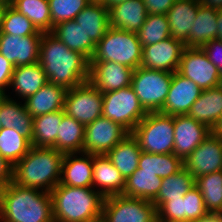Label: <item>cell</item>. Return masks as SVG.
<instances>
[{
  "label": "cell",
  "mask_w": 222,
  "mask_h": 222,
  "mask_svg": "<svg viewBox=\"0 0 222 222\" xmlns=\"http://www.w3.org/2000/svg\"><path fill=\"white\" fill-rule=\"evenodd\" d=\"M0 33L20 37L27 35H43L25 15L21 14L11 5H7L4 10Z\"/></svg>",
  "instance_id": "obj_40"
},
{
  "label": "cell",
  "mask_w": 222,
  "mask_h": 222,
  "mask_svg": "<svg viewBox=\"0 0 222 222\" xmlns=\"http://www.w3.org/2000/svg\"><path fill=\"white\" fill-rule=\"evenodd\" d=\"M162 178L153 172L140 171L137 168L125 180V189L122 195L152 201L159 192Z\"/></svg>",
  "instance_id": "obj_32"
},
{
  "label": "cell",
  "mask_w": 222,
  "mask_h": 222,
  "mask_svg": "<svg viewBox=\"0 0 222 222\" xmlns=\"http://www.w3.org/2000/svg\"><path fill=\"white\" fill-rule=\"evenodd\" d=\"M13 70L14 65L0 53V95H6L5 88L10 86Z\"/></svg>",
  "instance_id": "obj_45"
},
{
  "label": "cell",
  "mask_w": 222,
  "mask_h": 222,
  "mask_svg": "<svg viewBox=\"0 0 222 222\" xmlns=\"http://www.w3.org/2000/svg\"><path fill=\"white\" fill-rule=\"evenodd\" d=\"M85 136V126L72 117H62L55 145L57 151L63 154L82 153Z\"/></svg>",
  "instance_id": "obj_31"
},
{
  "label": "cell",
  "mask_w": 222,
  "mask_h": 222,
  "mask_svg": "<svg viewBox=\"0 0 222 222\" xmlns=\"http://www.w3.org/2000/svg\"><path fill=\"white\" fill-rule=\"evenodd\" d=\"M219 86L222 88V74L220 75Z\"/></svg>",
  "instance_id": "obj_57"
},
{
  "label": "cell",
  "mask_w": 222,
  "mask_h": 222,
  "mask_svg": "<svg viewBox=\"0 0 222 222\" xmlns=\"http://www.w3.org/2000/svg\"><path fill=\"white\" fill-rule=\"evenodd\" d=\"M183 167L184 161L173 153L151 154L142 151L138 164L140 171L153 172L162 179L180 171Z\"/></svg>",
  "instance_id": "obj_34"
},
{
  "label": "cell",
  "mask_w": 222,
  "mask_h": 222,
  "mask_svg": "<svg viewBox=\"0 0 222 222\" xmlns=\"http://www.w3.org/2000/svg\"><path fill=\"white\" fill-rule=\"evenodd\" d=\"M193 222H222V213L208 212L205 216L200 217Z\"/></svg>",
  "instance_id": "obj_48"
},
{
  "label": "cell",
  "mask_w": 222,
  "mask_h": 222,
  "mask_svg": "<svg viewBox=\"0 0 222 222\" xmlns=\"http://www.w3.org/2000/svg\"><path fill=\"white\" fill-rule=\"evenodd\" d=\"M0 3L5 4V5H11L12 0H0Z\"/></svg>",
  "instance_id": "obj_54"
},
{
  "label": "cell",
  "mask_w": 222,
  "mask_h": 222,
  "mask_svg": "<svg viewBox=\"0 0 222 222\" xmlns=\"http://www.w3.org/2000/svg\"><path fill=\"white\" fill-rule=\"evenodd\" d=\"M39 190L13 181L0 188L1 222H54L51 194Z\"/></svg>",
  "instance_id": "obj_2"
},
{
  "label": "cell",
  "mask_w": 222,
  "mask_h": 222,
  "mask_svg": "<svg viewBox=\"0 0 222 222\" xmlns=\"http://www.w3.org/2000/svg\"><path fill=\"white\" fill-rule=\"evenodd\" d=\"M199 3L210 8L222 10V0H199Z\"/></svg>",
  "instance_id": "obj_49"
},
{
  "label": "cell",
  "mask_w": 222,
  "mask_h": 222,
  "mask_svg": "<svg viewBox=\"0 0 222 222\" xmlns=\"http://www.w3.org/2000/svg\"><path fill=\"white\" fill-rule=\"evenodd\" d=\"M51 14V32L61 22L74 20L90 0H48Z\"/></svg>",
  "instance_id": "obj_41"
},
{
  "label": "cell",
  "mask_w": 222,
  "mask_h": 222,
  "mask_svg": "<svg viewBox=\"0 0 222 222\" xmlns=\"http://www.w3.org/2000/svg\"><path fill=\"white\" fill-rule=\"evenodd\" d=\"M177 72L192 80L201 90L219 86L220 73L201 48H185Z\"/></svg>",
  "instance_id": "obj_12"
},
{
  "label": "cell",
  "mask_w": 222,
  "mask_h": 222,
  "mask_svg": "<svg viewBox=\"0 0 222 222\" xmlns=\"http://www.w3.org/2000/svg\"><path fill=\"white\" fill-rule=\"evenodd\" d=\"M195 185V179L183 167L180 171L162 179L158 195L152 201H168L184 195Z\"/></svg>",
  "instance_id": "obj_38"
},
{
  "label": "cell",
  "mask_w": 222,
  "mask_h": 222,
  "mask_svg": "<svg viewBox=\"0 0 222 222\" xmlns=\"http://www.w3.org/2000/svg\"><path fill=\"white\" fill-rule=\"evenodd\" d=\"M106 0H90V2H100V3H105Z\"/></svg>",
  "instance_id": "obj_56"
},
{
  "label": "cell",
  "mask_w": 222,
  "mask_h": 222,
  "mask_svg": "<svg viewBox=\"0 0 222 222\" xmlns=\"http://www.w3.org/2000/svg\"><path fill=\"white\" fill-rule=\"evenodd\" d=\"M172 222H193L191 220H182V221H172Z\"/></svg>",
  "instance_id": "obj_58"
},
{
  "label": "cell",
  "mask_w": 222,
  "mask_h": 222,
  "mask_svg": "<svg viewBox=\"0 0 222 222\" xmlns=\"http://www.w3.org/2000/svg\"><path fill=\"white\" fill-rule=\"evenodd\" d=\"M141 152L137 139L129 133L106 155L126 180L138 168Z\"/></svg>",
  "instance_id": "obj_28"
},
{
  "label": "cell",
  "mask_w": 222,
  "mask_h": 222,
  "mask_svg": "<svg viewBox=\"0 0 222 222\" xmlns=\"http://www.w3.org/2000/svg\"><path fill=\"white\" fill-rule=\"evenodd\" d=\"M13 179V165L0 156V188L5 187Z\"/></svg>",
  "instance_id": "obj_47"
},
{
  "label": "cell",
  "mask_w": 222,
  "mask_h": 222,
  "mask_svg": "<svg viewBox=\"0 0 222 222\" xmlns=\"http://www.w3.org/2000/svg\"><path fill=\"white\" fill-rule=\"evenodd\" d=\"M201 92L196 83L175 71L160 113L171 116L188 114Z\"/></svg>",
  "instance_id": "obj_18"
},
{
  "label": "cell",
  "mask_w": 222,
  "mask_h": 222,
  "mask_svg": "<svg viewBox=\"0 0 222 222\" xmlns=\"http://www.w3.org/2000/svg\"><path fill=\"white\" fill-rule=\"evenodd\" d=\"M148 14H167L176 0H143Z\"/></svg>",
  "instance_id": "obj_46"
},
{
  "label": "cell",
  "mask_w": 222,
  "mask_h": 222,
  "mask_svg": "<svg viewBox=\"0 0 222 222\" xmlns=\"http://www.w3.org/2000/svg\"><path fill=\"white\" fill-rule=\"evenodd\" d=\"M199 0H176L167 11L171 37L185 43L198 12Z\"/></svg>",
  "instance_id": "obj_24"
},
{
  "label": "cell",
  "mask_w": 222,
  "mask_h": 222,
  "mask_svg": "<svg viewBox=\"0 0 222 222\" xmlns=\"http://www.w3.org/2000/svg\"><path fill=\"white\" fill-rule=\"evenodd\" d=\"M41 37L42 35L20 37L0 33V53L14 67L37 63Z\"/></svg>",
  "instance_id": "obj_17"
},
{
  "label": "cell",
  "mask_w": 222,
  "mask_h": 222,
  "mask_svg": "<svg viewBox=\"0 0 222 222\" xmlns=\"http://www.w3.org/2000/svg\"><path fill=\"white\" fill-rule=\"evenodd\" d=\"M128 134L119 123L101 116L85 125L83 152L106 155Z\"/></svg>",
  "instance_id": "obj_11"
},
{
  "label": "cell",
  "mask_w": 222,
  "mask_h": 222,
  "mask_svg": "<svg viewBox=\"0 0 222 222\" xmlns=\"http://www.w3.org/2000/svg\"><path fill=\"white\" fill-rule=\"evenodd\" d=\"M210 134L211 129L188 114L174 115L173 154L185 161Z\"/></svg>",
  "instance_id": "obj_14"
},
{
  "label": "cell",
  "mask_w": 222,
  "mask_h": 222,
  "mask_svg": "<svg viewBox=\"0 0 222 222\" xmlns=\"http://www.w3.org/2000/svg\"><path fill=\"white\" fill-rule=\"evenodd\" d=\"M183 198L185 206V220L194 221L208 213L204 205L202 194L195 185L191 187Z\"/></svg>",
  "instance_id": "obj_43"
},
{
  "label": "cell",
  "mask_w": 222,
  "mask_h": 222,
  "mask_svg": "<svg viewBox=\"0 0 222 222\" xmlns=\"http://www.w3.org/2000/svg\"><path fill=\"white\" fill-rule=\"evenodd\" d=\"M67 89L65 87L46 83L35 94L25 99L27 111L36 117L39 115L64 109Z\"/></svg>",
  "instance_id": "obj_22"
},
{
  "label": "cell",
  "mask_w": 222,
  "mask_h": 222,
  "mask_svg": "<svg viewBox=\"0 0 222 222\" xmlns=\"http://www.w3.org/2000/svg\"><path fill=\"white\" fill-rule=\"evenodd\" d=\"M75 154H65L59 184L93 188V154L82 152V157Z\"/></svg>",
  "instance_id": "obj_19"
},
{
  "label": "cell",
  "mask_w": 222,
  "mask_h": 222,
  "mask_svg": "<svg viewBox=\"0 0 222 222\" xmlns=\"http://www.w3.org/2000/svg\"><path fill=\"white\" fill-rule=\"evenodd\" d=\"M6 6L7 5L0 3V28H1V23H2L3 13H4Z\"/></svg>",
  "instance_id": "obj_53"
},
{
  "label": "cell",
  "mask_w": 222,
  "mask_h": 222,
  "mask_svg": "<svg viewBox=\"0 0 222 222\" xmlns=\"http://www.w3.org/2000/svg\"><path fill=\"white\" fill-rule=\"evenodd\" d=\"M39 64L49 83L67 90L89 80L90 60L69 49L51 32L43 33L40 40Z\"/></svg>",
  "instance_id": "obj_1"
},
{
  "label": "cell",
  "mask_w": 222,
  "mask_h": 222,
  "mask_svg": "<svg viewBox=\"0 0 222 222\" xmlns=\"http://www.w3.org/2000/svg\"><path fill=\"white\" fill-rule=\"evenodd\" d=\"M156 207L157 222H172L185 220L184 198L168 201H151Z\"/></svg>",
  "instance_id": "obj_42"
},
{
  "label": "cell",
  "mask_w": 222,
  "mask_h": 222,
  "mask_svg": "<svg viewBox=\"0 0 222 222\" xmlns=\"http://www.w3.org/2000/svg\"><path fill=\"white\" fill-rule=\"evenodd\" d=\"M218 10L198 3V12L190 29V36L184 43L186 48H201L208 41L217 39Z\"/></svg>",
  "instance_id": "obj_26"
},
{
  "label": "cell",
  "mask_w": 222,
  "mask_h": 222,
  "mask_svg": "<svg viewBox=\"0 0 222 222\" xmlns=\"http://www.w3.org/2000/svg\"><path fill=\"white\" fill-rule=\"evenodd\" d=\"M51 33L72 51L82 53L89 60L92 58L96 45L75 20L55 25Z\"/></svg>",
  "instance_id": "obj_29"
},
{
  "label": "cell",
  "mask_w": 222,
  "mask_h": 222,
  "mask_svg": "<svg viewBox=\"0 0 222 222\" xmlns=\"http://www.w3.org/2000/svg\"><path fill=\"white\" fill-rule=\"evenodd\" d=\"M31 147V140L15 129H0V156L11 165L21 160Z\"/></svg>",
  "instance_id": "obj_35"
},
{
  "label": "cell",
  "mask_w": 222,
  "mask_h": 222,
  "mask_svg": "<svg viewBox=\"0 0 222 222\" xmlns=\"http://www.w3.org/2000/svg\"><path fill=\"white\" fill-rule=\"evenodd\" d=\"M132 86L103 93L102 116L119 123L129 133L146 116Z\"/></svg>",
  "instance_id": "obj_8"
},
{
  "label": "cell",
  "mask_w": 222,
  "mask_h": 222,
  "mask_svg": "<svg viewBox=\"0 0 222 222\" xmlns=\"http://www.w3.org/2000/svg\"><path fill=\"white\" fill-rule=\"evenodd\" d=\"M102 107L103 93L89 81L67 90L64 112L84 126L102 116Z\"/></svg>",
  "instance_id": "obj_10"
},
{
  "label": "cell",
  "mask_w": 222,
  "mask_h": 222,
  "mask_svg": "<svg viewBox=\"0 0 222 222\" xmlns=\"http://www.w3.org/2000/svg\"><path fill=\"white\" fill-rule=\"evenodd\" d=\"M134 70L112 61L90 62L89 82L102 93L131 85Z\"/></svg>",
  "instance_id": "obj_16"
},
{
  "label": "cell",
  "mask_w": 222,
  "mask_h": 222,
  "mask_svg": "<svg viewBox=\"0 0 222 222\" xmlns=\"http://www.w3.org/2000/svg\"><path fill=\"white\" fill-rule=\"evenodd\" d=\"M173 73L138 67L132 75L131 86L144 110L160 112L166 101Z\"/></svg>",
  "instance_id": "obj_7"
},
{
  "label": "cell",
  "mask_w": 222,
  "mask_h": 222,
  "mask_svg": "<svg viewBox=\"0 0 222 222\" xmlns=\"http://www.w3.org/2000/svg\"><path fill=\"white\" fill-rule=\"evenodd\" d=\"M90 222H106V221L102 217H100V218L90 221Z\"/></svg>",
  "instance_id": "obj_55"
},
{
  "label": "cell",
  "mask_w": 222,
  "mask_h": 222,
  "mask_svg": "<svg viewBox=\"0 0 222 222\" xmlns=\"http://www.w3.org/2000/svg\"><path fill=\"white\" fill-rule=\"evenodd\" d=\"M137 35L142 47L171 37L167 16L165 14H148Z\"/></svg>",
  "instance_id": "obj_39"
},
{
  "label": "cell",
  "mask_w": 222,
  "mask_h": 222,
  "mask_svg": "<svg viewBox=\"0 0 222 222\" xmlns=\"http://www.w3.org/2000/svg\"><path fill=\"white\" fill-rule=\"evenodd\" d=\"M1 128H12L30 140L33 138V117L25 104L12 100L8 95H0Z\"/></svg>",
  "instance_id": "obj_23"
},
{
  "label": "cell",
  "mask_w": 222,
  "mask_h": 222,
  "mask_svg": "<svg viewBox=\"0 0 222 222\" xmlns=\"http://www.w3.org/2000/svg\"><path fill=\"white\" fill-rule=\"evenodd\" d=\"M11 6L25 15L42 33L51 32V14L48 0H12Z\"/></svg>",
  "instance_id": "obj_37"
},
{
  "label": "cell",
  "mask_w": 222,
  "mask_h": 222,
  "mask_svg": "<svg viewBox=\"0 0 222 222\" xmlns=\"http://www.w3.org/2000/svg\"><path fill=\"white\" fill-rule=\"evenodd\" d=\"M102 218L106 222H157V213L151 201L121 194L104 198Z\"/></svg>",
  "instance_id": "obj_9"
},
{
  "label": "cell",
  "mask_w": 222,
  "mask_h": 222,
  "mask_svg": "<svg viewBox=\"0 0 222 222\" xmlns=\"http://www.w3.org/2000/svg\"><path fill=\"white\" fill-rule=\"evenodd\" d=\"M217 39L222 40V10L217 13Z\"/></svg>",
  "instance_id": "obj_51"
},
{
  "label": "cell",
  "mask_w": 222,
  "mask_h": 222,
  "mask_svg": "<svg viewBox=\"0 0 222 222\" xmlns=\"http://www.w3.org/2000/svg\"><path fill=\"white\" fill-rule=\"evenodd\" d=\"M47 81L44 69L39 62L14 67L10 87L13 86L16 94L27 99L35 94Z\"/></svg>",
  "instance_id": "obj_30"
},
{
  "label": "cell",
  "mask_w": 222,
  "mask_h": 222,
  "mask_svg": "<svg viewBox=\"0 0 222 222\" xmlns=\"http://www.w3.org/2000/svg\"><path fill=\"white\" fill-rule=\"evenodd\" d=\"M104 197L123 194L125 179L117 168L112 164L107 155L93 154V187Z\"/></svg>",
  "instance_id": "obj_20"
},
{
  "label": "cell",
  "mask_w": 222,
  "mask_h": 222,
  "mask_svg": "<svg viewBox=\"0 0 222 222\" xmlns=\"http://www.w3.org/2000/svg\"><path fill=\"white\" fill-rule=\"evenodd\" d=\"M74 20L96 45L109 28V9L104 3L90 2Z\"/></svg>",
  "instance_id": "obj_27"
},
{
  "label": "cell",
  "mask_w": 222,
  "mask_h": 222,
  "mask_svg": "<svg viewBox=\"0 0 222 222\" xmlns=\"http://www.w3.org/2000/svg\"><path fill=\"white\" fill-rule=\"evenodd\" d=\"M131 134L140 149L151 154H169L174 150V116L148 112Z\"/></svg>",
  "instance_id": "obj_6"
},
{
  "label": "cell",
  "mask_w": 222,
  "mask_h": 222,
  "mask_svg": "<svg viewBox=\"0 0 222 222\" xmlns=\"http://www.w3.org/2000/svg\"><path fill=\"white\" fill-rule=\"evenodd\" d=\"M64 115L63 109L34 117L32 146L52 148L56 143L58 129Z\"/></svg>",
  "instance_id": "obj_33"
},
{
  "label": "cell",
  "mask_w": 222,
  "mask_h": 222,
  "mask_svg": "<svg viewBox=\"0 0 222 222\" xmlns=\"http://www.w3.org/2000/svg\"><path fill=\"white\" fill-rule=\"evenodd\" d=\"M194 179L222 170V139L210 134L184 161Z\"/></svg>",
  "instance_id": "obj_15"
},
{
  "label": "cell",
  "mask_w": 222,
  "mask_h": 222,
  "mask_svg": "<svg viewBox=\"0 0 222 222\" xmlns=\"http://www.w3.org/2000/svg\"><path fill=\"white\" fill-rule=\"evenodd\" d=\"M125 1L127 0H106L104 4L108 9H110L112 6L125 2Z\"/></svg>",
  "instance_id": "obj_52"
},
{
  "label": "cell",
  "mask_w": 222,
  "mask_h": 222,
  "mask_svg": "<svg viewBox=\"0 0 222 222\" xmlns=\"http://www.w3.org/2000/svg\"><path fill=\"white\" fill-rule=\"evenodd\" d=\"M147 16L143 0H127L109 9V26L137 33Z\"/></svg>",
  "instance_id": "obj_21"
},
{
  "label": "cell",
  "mask_w": 222,
  "mask_h": 222,
  "mask_svg": "<svg viewBox=\"0 0 222 222\" xmlns=\"http://www.w3.org/2000/svg\"><path fill=\"white\" fill-rule=\"evenodd\" d=\"M142 48L137 33L109 26L90 62L112 61L135 70L141 65Z\"/></svg>",
  "instance_id": "obj_5"
},
{
  "label": "cell",
  "mask_w": 222,
  "mask_h": 222,
  "mask_svg": "<svg viewBox=\"0 0 222 222\" xmlns=\"http://www.w3.org/2000/svg\"><path fill=\"white\" fill-rule=\"evenodd\" d=\"M208 60L217 67L222 74V40L213 39L201 47Z\"/></svg>",
  "instance_id": "obj_44"
},
{
  "label": "cell",
  "mask_w": 222,
  "mask_h": 222,
  "mask_svg": "<svg viewBox=\"0 0 222 222\" xmlns=\"http://www.w3.org/2000/svg\"><path fill=\"white\" fill-rule=\"evenodd\" d=\"M211 133L222 139V115L216 122V125L211 130Z\"/></svg>",
  "instance_id": "obj_50"
},
{
  "label": "cell",
  "mask_w": 222,
  "mask_h": 222,
  "mask_svg": "<svg viewBox=\"0 0 222 222\" xmlns=\"http://www.w3.org/2000/svg\"><path fill=\"white\" fill-rule=\"evenodd\" d=\"M188 115L212 130L222 115V88L215 86L202 90Z\"/></svg>",
  "instance_id": "obj_25"
},
{
  "label": "cell",
  "mask_w": 222,
  "mask_h": 222,
  "mask_svg": "<svg viewBox=\"0 0 222 222\" xmlns=\"http://www.w3.org/2000/svg\"><path fill=\"white\" fill-rule=\"evenodd\" d=\"M64 156L55 148L32 146L13 166L12 181L19 186L50 193L60 182Z\"/></svg>",
  "instance_id": "obj_3"
},
{
  "label": "cell",
  "mask_w": 222,
  "mask_h": 222,
  "mask_svg": "<svg viewBox=\"0 0 222 222\" xmlns=\"http://www.w3.org/2000/svg\"><path fill=\"white\" fill-rule=\"evenodd\" d=\"M185 44L173 37H169L156 44L142 48L140 67L174 73L178 70Z\"/></svg>",
  "instance_id": "obj_13"
},
{
  "label": "cell",
  "mask_w": 222,
  "mask_h": 222,
  "mask_svg": "<svg viewBox=\"0 0 222 222\" xmlns=\"http://www.w3.org/2000/svg\"><path fill=\"white\" fill-rule=\"evenodd\" d=\"M208 212L222 213V170L195 178Z\"/></svg>",
  "instance_id": "obj_36"
},
{
  "label": "cell",
  "mask_w": 222,
  "mask_h": 222,
  "mask_svg": "<svg viewBox=\"0 0 222 222\" xmlns=\"http://www.w3.org/2000/svg\"><path fill=\"white\" fill-rule=\"evenodd\" d=\"M50 194L54 222H90L102 217L104 197L94 188L58 184Z\"/></svg>",
  "instance_id": "obj_4"
}]
</instances>
